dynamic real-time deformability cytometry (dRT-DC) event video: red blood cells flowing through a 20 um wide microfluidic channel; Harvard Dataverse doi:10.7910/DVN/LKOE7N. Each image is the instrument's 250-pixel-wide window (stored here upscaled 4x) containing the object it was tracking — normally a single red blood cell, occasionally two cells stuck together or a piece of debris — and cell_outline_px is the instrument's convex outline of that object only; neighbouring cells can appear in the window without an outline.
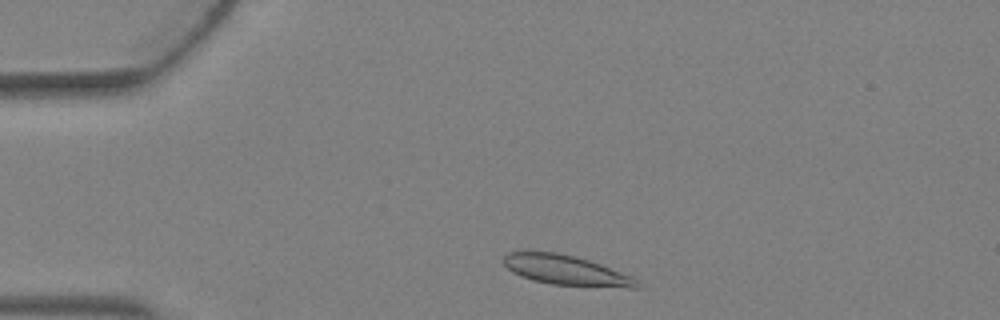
{"species": "Egyptian fruit bat (a non-hibernating species)", "species_latin": "Rousettus aegyptiacus", "temperature_condition": "warm", "stored_images_in_passage": 2, "camera_frame_rate_fps": 3000, "um_per_image_px": 0.085, "animal": {"sex": "female"}, "frame": {"image": 1, "passage_image": 1, "time_ms": 0.0, "image_size_px": [1000, 320], "cell_outline_px": [[640, 288], [628, 288], [552, 284], [532, 280], [520, 276], [512, 272], [500, 260], [508, 252], [556, 252], [576, 256], [600, 264], [632, 276], [636, 280]], "centroid_in_image_um": [48.09, 22.97], "position_along_channel_um": 36.9, "area_um2": 23.12}}